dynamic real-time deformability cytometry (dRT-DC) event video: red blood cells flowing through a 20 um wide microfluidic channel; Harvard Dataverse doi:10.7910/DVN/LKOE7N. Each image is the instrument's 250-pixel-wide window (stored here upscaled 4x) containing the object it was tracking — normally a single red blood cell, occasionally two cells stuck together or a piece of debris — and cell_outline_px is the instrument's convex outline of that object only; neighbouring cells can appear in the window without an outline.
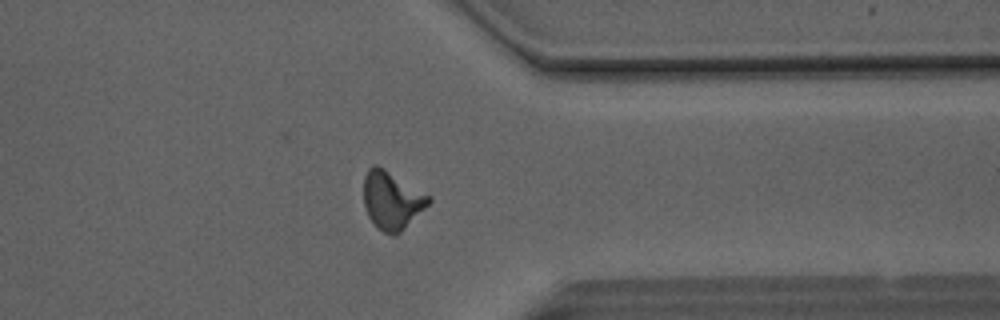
{"species": "Egyptian fruit bat (a non-hibernating species)", "species_latin": "Rousettus aegyptiacus", "temperature_condition": "room temperature", "stored_images_in_passage": 45, "camera_frame_rate_fps": 3000, "um_per_image_px": 0.085, "animal": {"sex": "male"}, "frame": {"image": 1, "passage_image": 39, "time_ms": 12.667, "image_size_px": [1000, 320], "cell_outline_px": [[432, 200], [400, 232], [392, 236], [376, 228], [368, 216], [364, 204], [364, 176], [368, 168], [372, 164], [376, 164], [384, 168], [432, 196]], "centroid_in_image_um": [33.29, 17.0], "position_along_channel_um": 378.1, "area_um2": 21.96}}